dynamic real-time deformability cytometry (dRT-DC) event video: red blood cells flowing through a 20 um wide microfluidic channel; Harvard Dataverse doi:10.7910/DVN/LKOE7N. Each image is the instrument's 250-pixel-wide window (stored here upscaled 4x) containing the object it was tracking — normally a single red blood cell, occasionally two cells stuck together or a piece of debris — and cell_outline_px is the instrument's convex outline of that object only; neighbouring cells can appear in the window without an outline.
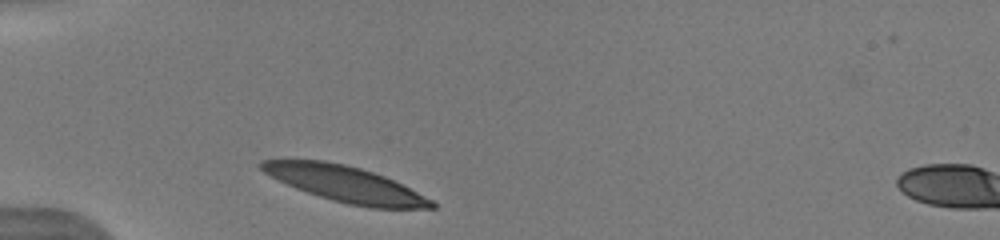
{"species": "human", "species_latin": "Homo sapiens", "temperature_condition": "warm", "stored_images_in_passage": 2, "segment_of_instrument_passage": [1, 2], "camera_frame_rate_fps": 3000, "um_per_image_px": 0.085, "donor": {"sex": "male"}, "frame": {"image": 1, "passage_image": 1, "time_ms": 0.0, "image_size_px": [1000, 240], "cell_outline_px": [[436, 208], [372, 208], [348, 204], [332, 200], [296, 188], [264, 172], [260, 168], [260, 160], [324, 160], [344, 164], [360, 168], [384, 176], [432, 200], [436, 204]], "centroid_in_image_um": [29.35, 15.64], "position_along_channel_um": 55.6, "area_um2": 34.8}}